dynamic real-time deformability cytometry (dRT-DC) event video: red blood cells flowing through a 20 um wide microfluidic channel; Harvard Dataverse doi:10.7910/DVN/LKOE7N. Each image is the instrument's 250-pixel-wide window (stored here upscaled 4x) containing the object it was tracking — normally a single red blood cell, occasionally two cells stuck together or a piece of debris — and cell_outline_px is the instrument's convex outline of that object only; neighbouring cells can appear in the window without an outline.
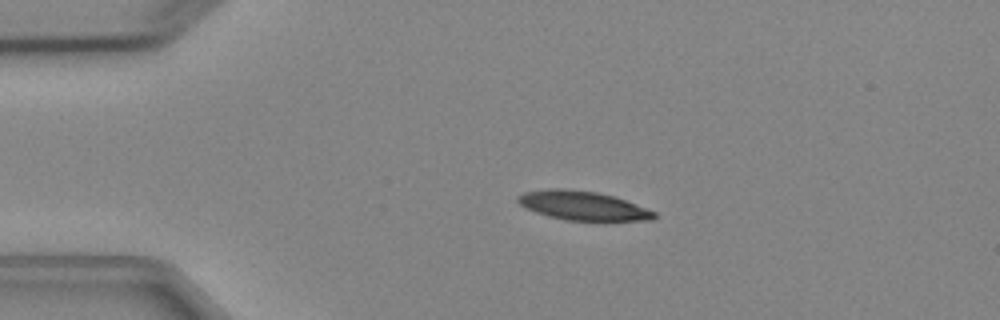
{"species": "Egyptian fruit bat (a non-hibernating species)", "species_latin": "Rousettus aegyptiacus", "temperature_condition": "cold", "stored_images_in_passage": 3, "camera_frame_rate_fps": 3000, "um_per_image_px": 0.085, "animal": {"sex": "female"}, "frame": {"image": 1, "passage_image": 2, "time_ms": 2.0, "image_size_px": [1000, 320], "cell_outline_px": [[656, 216], [652, 220], [564, 220], [548, 216], [536, 212], [520, 204], [516, 200], [516, 196], [524, 192], [548, 188], [564, 188], [596, 192], [612, 196], [624, 200], [656, 212]], "centroid_in_image_um": [49.48, 17.47], "position_along_channel_um": 35.5, "area_um2": 22.77}}